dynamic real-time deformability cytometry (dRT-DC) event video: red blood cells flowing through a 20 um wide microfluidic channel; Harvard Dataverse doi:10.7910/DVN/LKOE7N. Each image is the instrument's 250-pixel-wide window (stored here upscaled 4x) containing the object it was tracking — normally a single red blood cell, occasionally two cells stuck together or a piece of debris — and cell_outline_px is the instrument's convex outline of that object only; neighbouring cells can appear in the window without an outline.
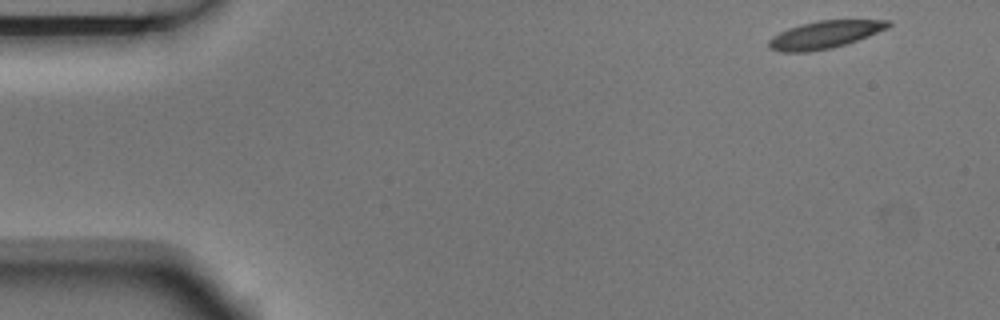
{"species": "Egyptian fruit bat (a non-hibernating species)", "species_latin": "Rousettus aegyptiacus", "temperature_condition": "room temperature", "stored_images_in_passage": 4, "camera_frame_rate_fps": 3000, "um_per_image_px": 0.085, "animal": {"sex": "male"}, "frame": {"image": 1, "passage_image": 1, "time_ms": 0.0, "image_size_px": [1000, 320], "cell_outline_px": [[892, 24], [888, 28], [868, 36], [832, 48], [808, 52], [780, 52], [768, 48], [768, 40], [772, 36], [788, 28], [800, 24], [820, 20], [892, 20]], "centroid_in_image_um": [70.07, 2.95], "position_along_channel_um": 14.9, "area_um2": 19.19}}